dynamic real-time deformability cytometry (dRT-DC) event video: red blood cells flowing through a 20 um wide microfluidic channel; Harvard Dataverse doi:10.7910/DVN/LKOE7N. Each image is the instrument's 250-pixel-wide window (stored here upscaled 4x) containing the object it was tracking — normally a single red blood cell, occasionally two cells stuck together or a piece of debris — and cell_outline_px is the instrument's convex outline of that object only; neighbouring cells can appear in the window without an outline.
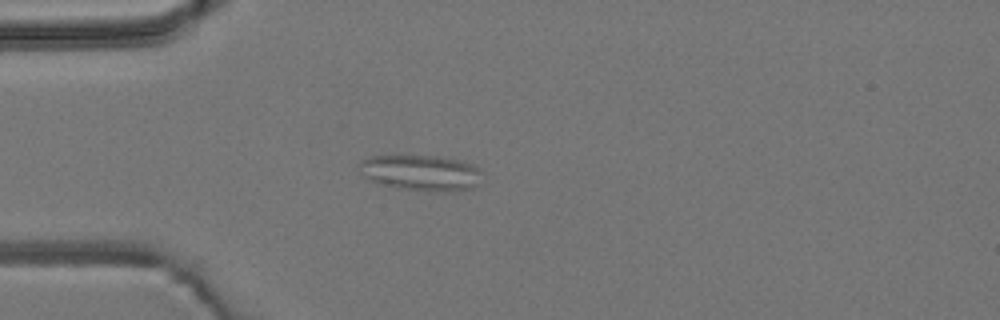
{"species": "common noctule bat (a hibernating species)", "species_latin": "Nyctalus noctula", "temperature_condition": "room temperature", "stored_images_in_passage": 4, "camera_frame_rate_fps": 3000, "um_per_image_px": 0.085, "animal": {"sex": "male", "body_mass_g": 19.2, "forearm_length_mm": 51.8}, "frame": {"image": 1, "passage_image": 4, "time_ms": 3.333, "image_size_px": [1000, 320], "cell_outline_px": [[484, 172], [480, 184], [476, 188], [456, 192], [428, 192], [400, 188], [384, 184], [372, 180], [364, 176], [360, 164], [360, 160], [372, 156], [436, 156], [460, 160], [472, 164], [480, 168]], "centroid_in_image_um": [35.94, 14.71], "position_along_channel_um": 49.1, "area_um2": 25.95}}